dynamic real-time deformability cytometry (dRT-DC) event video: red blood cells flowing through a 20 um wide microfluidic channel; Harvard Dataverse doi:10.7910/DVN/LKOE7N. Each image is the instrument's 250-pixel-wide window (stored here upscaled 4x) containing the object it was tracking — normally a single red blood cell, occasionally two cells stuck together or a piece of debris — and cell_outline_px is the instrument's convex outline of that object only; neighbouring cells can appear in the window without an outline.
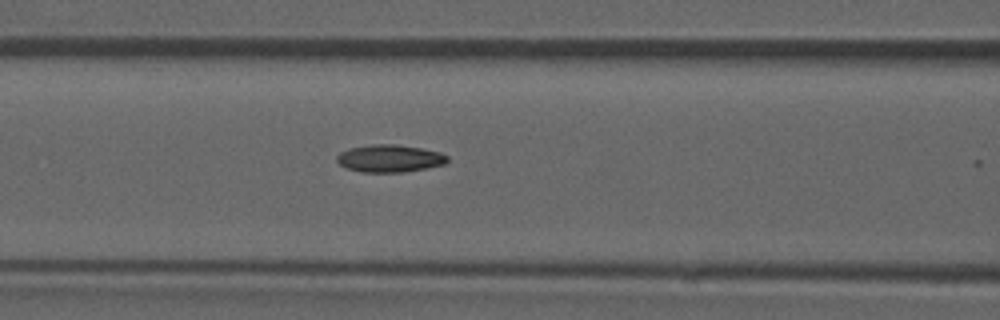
{"species": "common noctule bat (a hibernating species)", "species_latin": "Nyctalus noctula", "temperature_condition": "room temperature", "stored_images_in_passage": 38, "camera_frame_rate_fps": 3000, "um_per_image_px": 0.085, "animal": {"sex": "male", "forearm_length_mm": 52.5}, "frame": {"image": 1, "passage_image": 22, "time_ms": 7.0, "image_size_px": [1000, 320], "cell_outline_px": [[448, 160], [444, 164], [404, 172], [364, 172], [348, 168], [340, 164], [336, 160], [336, 156], [340, 152], [348, 148], [372, 144], [396, 144], [420, 148], [440, 152], [448, 156]], "centroid_in_image_um": [33.1, 13.45], "position_along_channel_um": 133.5, "area_um2": 17.57}}